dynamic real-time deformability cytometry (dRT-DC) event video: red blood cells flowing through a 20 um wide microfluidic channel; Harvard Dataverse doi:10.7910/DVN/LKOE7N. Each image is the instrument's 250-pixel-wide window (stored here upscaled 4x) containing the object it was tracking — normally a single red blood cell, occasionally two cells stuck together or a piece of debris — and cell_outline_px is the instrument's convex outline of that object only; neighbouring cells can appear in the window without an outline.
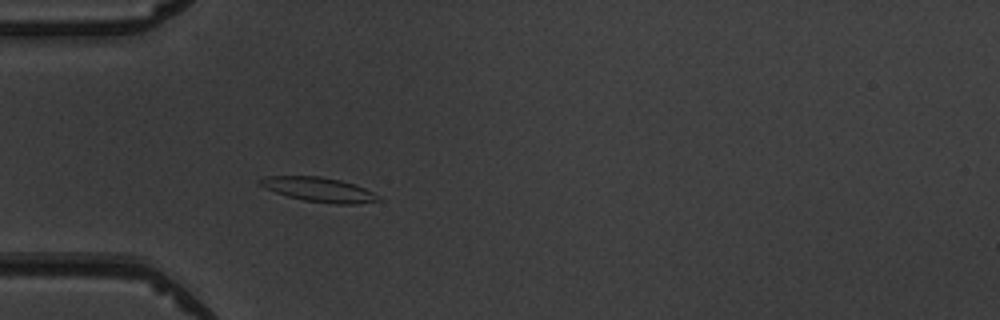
{"species": "common noctule bat (a hibernating species)", "species_latin": "Nyctalus noctula", "temperature_condition": "warm", "stored_images_in_passage": 3, "camera_frame_rate_fps": 3000, "um_per_image_px": 0.085, "animal": {"sex": "male", "body_mass_g": 19.5, "forearm_length_mm": 54.6}, "frame": {"image": 1, "passage_image": 3, "time_ms": 3.333, "image_size_px": [1000, 320], "cell_outline_px": [[384, 200], [356, 204], [336, 204], [304, 200], [288, 196], [264, 188], [256, 184], [256, 180], [264, 176], [320, 176], [340, 180], [364, 188], [372, 192]], "centroid_in_image_um": [27.05, 16.1], "position_along_channel_um": 57.9, "area_um2": 16.88}}